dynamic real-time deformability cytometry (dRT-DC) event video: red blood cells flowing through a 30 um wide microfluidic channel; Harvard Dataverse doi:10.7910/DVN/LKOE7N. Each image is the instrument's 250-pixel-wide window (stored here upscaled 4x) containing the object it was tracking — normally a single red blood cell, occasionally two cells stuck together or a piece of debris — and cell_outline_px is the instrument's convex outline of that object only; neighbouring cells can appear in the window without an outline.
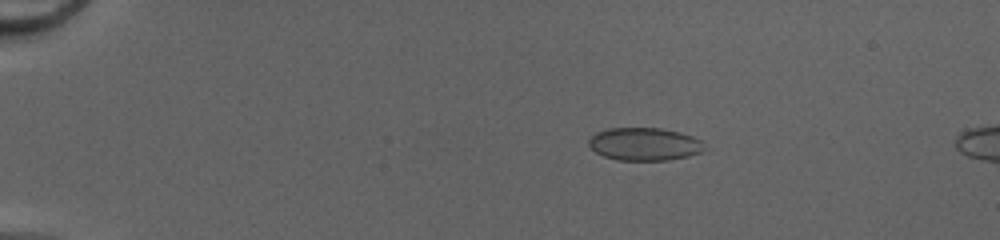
{"species": "common noctule bat (a hibernating species)", "species_latin": "Nyctalus noctula", "temperature_condition": "cold", "stored_images_in_passage": 45, "camera_frame_rate_fps": 3000, "um_per_image_px": 0.085, "animal": {"sex": "female", "body_mass_g": 20.0, "forearm_length_mm": 54.0}, "frame": {"image": 1, "passage_image": 4, "time_ms": 1.0, "image_size_px": [1000, 240], "cell_outline_px": [[704, 148], [700, 152], [688, 156], [668, 160], [620, 160], [604, 156], [596, 152], [588, 144], [588, 140], [596, 132], [612, 128], [656, 128], [676, 132], [692, 136], [700, 140]], "centroid_in_image_um": [54.74, 12.25], "position_along_channel_um": 30.3, "area_um2": 21.73}}
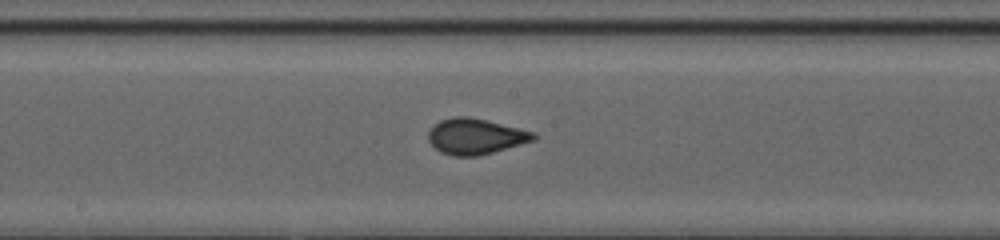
{"frame": {"image": 2, "passage_image": 23, "time_ms": 7.333, "image_size_px": [1000, 240], "cell_outline_px": [[536, 136], [532, 140], [480, 156], [452, 156], [440, 152], [428, 140], [428, 132], [440, 120], [456, 116], [468, 116], [532, 132]], "centroid_in_image_um": [40.34, 11.6], "position_along_channel_um": 207.9, "area_um2": 21.33}}
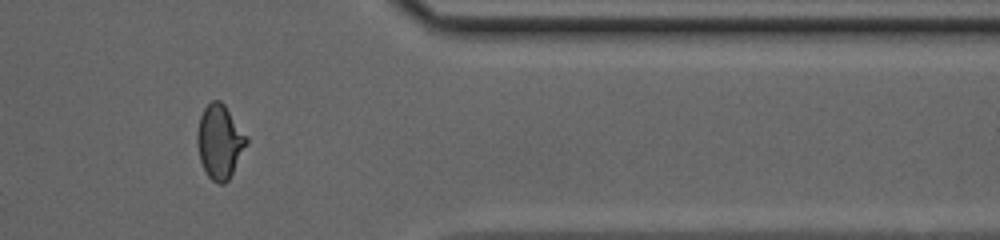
{"frame": {"image": 3, "passage_image": 37, "time_ms": 12.0, "image_size_px": [1000, 240], "cell_outline_px": [[248, 144], [228, 180], [224, 184], [220, 184], [212, 180], [208, 176], [200, 160], [196, 136], [200, 116], [204, 108], [212, 100], [220, 100], [224, 104], [248, 136]], "centroid_in_image_um": [18.69, 12.03], "position_along_channel_um": 392.7, "area_um2": 21.21}, "authors_computed_cell_mechanics": {"area_um2": 21.2126, "velocity_mm_per_s": 4.2111, "shape_relaxation_time_tau1_ms": 11.1371, "shape_relaxation_time_tau2_ms": null, "deformation_change_tau1": 0.2108, "deformation_change_tau2": null}}